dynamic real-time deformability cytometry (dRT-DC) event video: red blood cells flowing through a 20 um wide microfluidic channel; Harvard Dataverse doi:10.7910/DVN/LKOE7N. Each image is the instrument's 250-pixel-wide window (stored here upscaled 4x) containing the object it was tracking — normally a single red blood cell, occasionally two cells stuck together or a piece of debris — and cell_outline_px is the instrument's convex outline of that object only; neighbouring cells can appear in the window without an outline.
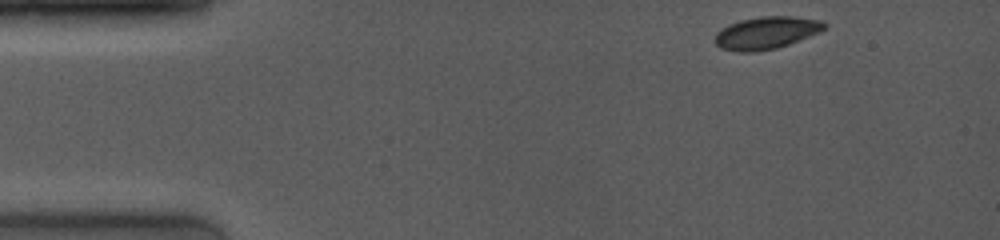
{"species": "common noctule bat (a hibernating species)", "species_latin": "Nyctalus noctula", "temperature_condition": "room temperature", "stored_images_in_passage": 6, "camera_frame_rate_fps": 4000, "um_per_image_px": 0.085, "animal": {"sex": "female", "body_mass_g": 19.0, "forearm_length_mm": 53.3}, "frame": {"image": 1, "passage_image": 1, "time_ms": 0.0, "image_size_px": [1000, 240], "cell_outline_px": [[828, 28], [820, 32], [788, 44], [776, 48], [756, 52], [740, 52], [720, 48], [716, 44], [716, 32], [720, 28], [728, 24], [740, 20], [764, 16], [792, 16], [820, 20], [828, 24]], "centroid_in_image_um": [65.15, 2.78], "position_along_channel_um": 19.9, "area_um2": 20.75}}
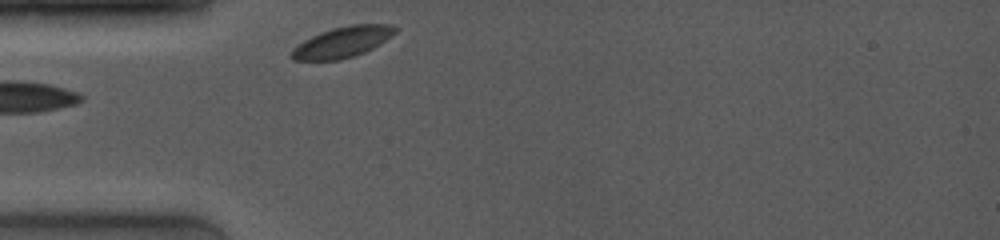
{"frame": {"image": 2, "passage_image": 6, "time_ms": 3.75, "image_size_px": [1000, 240], "cell_outline_px": [[396, 32], [372, 48], [364, 52], [340, 60], [292, 60], [292, 48], [304, 40], [320, 32], [332, 28], [348, 24], [392, 24], [396, 28]], "centroid_in_image_um": [29.09, 3.56], "position_along_channel_um": 55.9, "area_um2": 18.38}}